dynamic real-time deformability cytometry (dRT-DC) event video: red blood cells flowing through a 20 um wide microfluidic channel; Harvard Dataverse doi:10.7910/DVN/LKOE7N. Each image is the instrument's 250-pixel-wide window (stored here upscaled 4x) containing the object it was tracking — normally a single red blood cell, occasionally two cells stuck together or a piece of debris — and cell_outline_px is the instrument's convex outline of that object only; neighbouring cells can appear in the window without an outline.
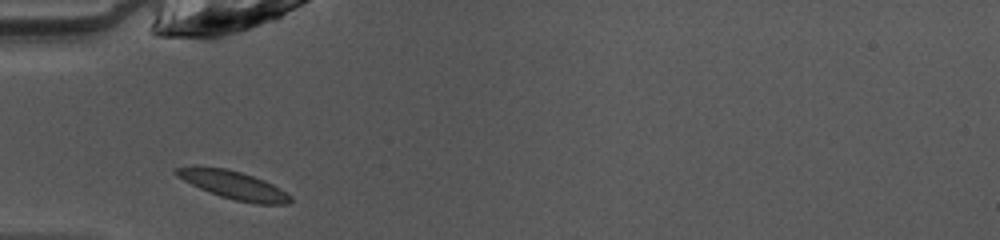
{"species": "common noctule bat (a hibernating species)", "species_latin": "Nyctalus noctula", "temperature_condition": "warm", "stored_images_in_passage": 28, "camera_frame_rate_fps": 3000, "um_per_image_px": 0.085, "animal": {"sex": "female", "body_mass_g": 10.0, "forearm_length_mm": 53.1}, "frame": {"image": 1, "passage_image": 1, "time_ms": 0.0, "image_size_px": [1000, 240], "cell_outline_px": [[292, 200], [288, 204], [256, 204], [236, 200], [220, 196], [200, 188], [176, 176], [172, 172], [176, 168], [228, 168], [264, 180], [280, 188], [292, 196]], "centroid_in_image_um": [19.92, 15.76], "position_along_channel_um": 65.1, "area_um2": 18.21}}
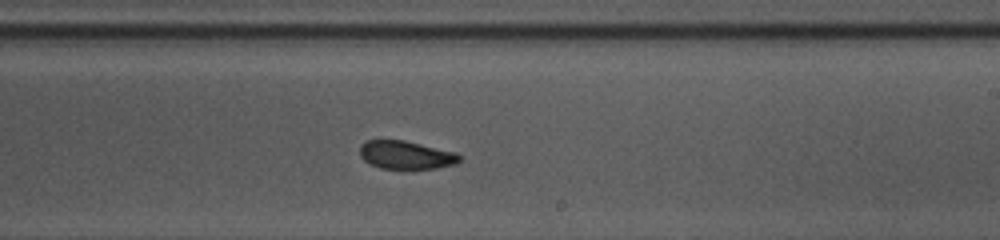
{"frame": {"image": 2, "passage_image": 15, "time_ms": 4.667, "image_size_px": [1000, 240], "cell_outline_px": [[460, 160], [456, 164], [436, 168], [380, 168], [364, 160], [360, 156], [360, 144], [368, 140], [404, 140], [456, 152], [460, 156]], "centroid_in_image_um": [34.51, 13.16], "position_along_channel_um": 254.5, "area_um2": 16.24}}
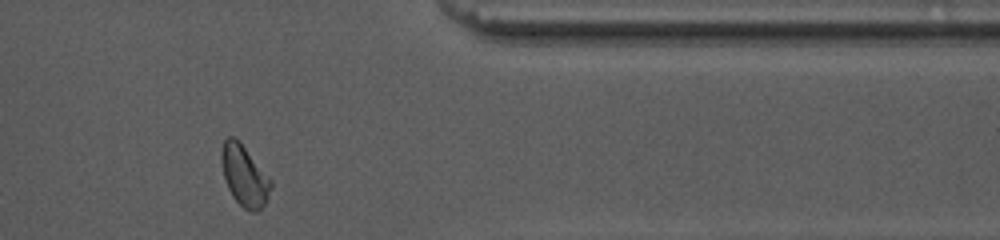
{"frame": {"image": 3, "passage_image": 26, "time_ms": 8.333, "image_size_px": [1000, 240], "cell_outline_px": [[272, 184], [268, 196], [260, 212], [248, 212], [232, 196], [228, 188], [224, 176], [220, 160], [220, 152], [224, 140], [228, 136], [232, 136], [240, 140], [272, 180]], "centroid_in_image_um": [20.77, 14.92], "position_along_channel_um": 390.6, "area_um2": 17.8}, "authors_computed_cell_mechanics": {"area_um2": 17.34, "velocity_mm_per_s": 4.0754, "shape_relaxation_time_tau1_ms": null, "shape_relaxation_time_tau2_ms": 1.5622, "deformation_change_tau1": null, "deformation_change_tau2": 0.0676}}